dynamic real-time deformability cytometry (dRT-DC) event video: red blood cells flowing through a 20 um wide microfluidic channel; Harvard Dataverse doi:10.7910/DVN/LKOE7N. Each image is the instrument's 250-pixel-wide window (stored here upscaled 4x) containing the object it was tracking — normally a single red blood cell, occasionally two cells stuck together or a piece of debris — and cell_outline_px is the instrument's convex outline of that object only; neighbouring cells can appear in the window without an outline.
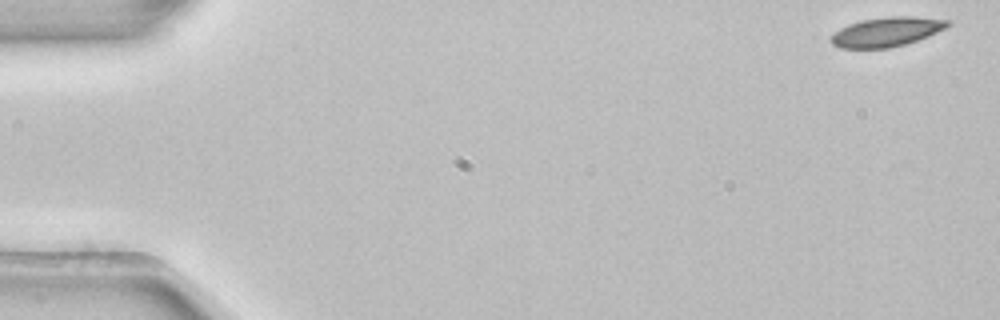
{"species": "common noctule bat (a hibernating species)", "species_latin": "Nyctalus noctula", "temperature_condition": "room temperature", "stored_images_in_passage": 4, "camera_frame_rate_fps": 3000, "um_per_image_px": 0.085, "animal": {"sex": "female", "body_mass_g": 22.7, "forearm_length_mm": 54.2}, "frame": {"image": 1, "passage_image": 1, "time_ms": 0.0, "image_size_px": [1000, 320], "cell_outline_px": [[952, 24], [928, 36], [904, 44], [888, 48], [840, 48], [832, 44], [828, 40], [840, 28], [848, 24], [864, 20], [892, 16], [916, 16], [952, 20]], "centroid_in_image_um": [75.38, 2.7], "position_along_channel_um": 9.6, "area_um2": 19.88}}
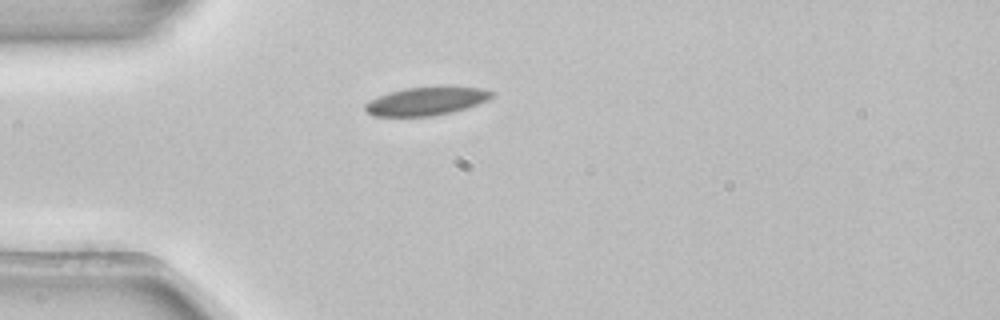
{"frame": {"image": 2, "passage_image": 4, "time_ms": 1.0, "image_size_px": [1000, 320], "cell_outline_px": [[496, 92], [488, 100], [452, 112], [432, 116], [372, 116], [364, 108], [364, 104], [368, 100], [388, 92], [404, 88], [436, 84], [448, 84], [484, 88]], "centroid_in_image_um": [36.27, 8.54], "position_along_channel_um": 48.7, "area_um2": 21.79}}